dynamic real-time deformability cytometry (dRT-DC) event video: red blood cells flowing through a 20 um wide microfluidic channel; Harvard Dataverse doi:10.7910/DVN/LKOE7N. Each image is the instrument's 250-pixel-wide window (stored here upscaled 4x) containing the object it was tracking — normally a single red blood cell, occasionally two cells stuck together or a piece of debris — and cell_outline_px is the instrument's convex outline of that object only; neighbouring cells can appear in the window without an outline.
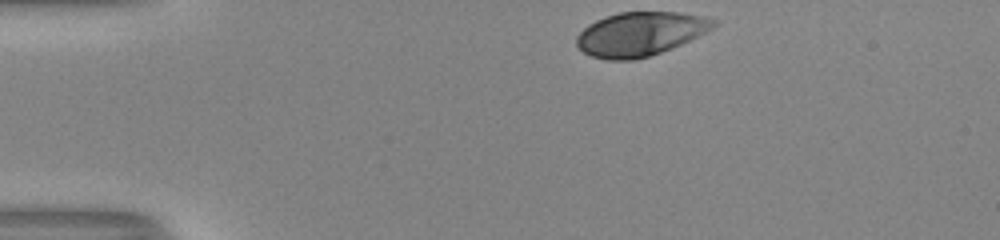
{"species": "human", "species_latin": "Homo sapiens", "temperature_condition": "room temperature", "stored_images_in_passage": 34, "camera_frame_rate_fps": 3000, "um_per_image_px": 0.085, "donor": {"sex": "male"}, "frame": {"image": 1, "passage_image": 1, "time_ms": 0.0, "image_size_px": [1000, 240], "cell_outline_px": [[716, 24], [712, 28], [672, 48], [648, 56], [632, 60], [608, 60], [592, 56], [584, 52], [576, 44], [576, 36], [588, 24], [596, 20], [620, 12], [680, 12], [700, 16], [716, 20]], "centroid_in_image_um": [54.37, 2.88], "position_along_channel_um": 30.6, "area_um2": 34.51}}
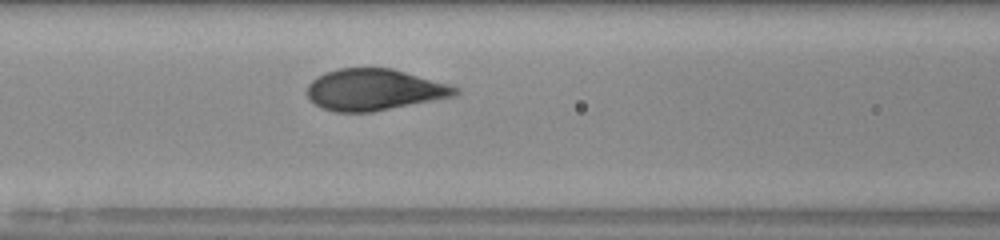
{"frame": {"image": 2, "passage_image": 14, "time_ms": 4.333, "image_size_px": [1000, 240], "cell_outline_px": [[460, 92], [456, 96], [372, 112], [336, 112], [320, 108], [304, 92], [308, 84], [316, 76], [324, 72], [340, 68], [392, 68], [448, 84], [460, 88]], "centroid_in_image_um": [31.79, 7.63], "position_along_channel_um": 134.8, "area_um2": 35.95}}
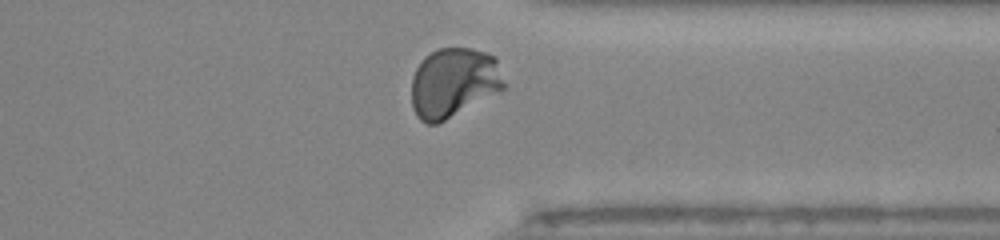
{"frame": {"image": 3, "passage_image": 32, "time_ms": 10.333, "image_size_px": [1000, 240], "cell_outline_px": [[508, 88], [436, 124], [428, 124], [420, 120], [416, 116], [412, 108], [412, 76], [416, 68], [424, 56], [440, 48], [472, 48], [496, 56]], "centroid_in_image_um": [38.59, 7.02], "position_along_channel_um": 372.8, "area_um2": 37.97}, "authors_computed_cell_mechanics": {"area_um2": 35.7493, "velocity_mm_per_s": 3.9954, "shape_relaxation_time_tau1_ms": 2.7546, "shape_relaxation_time_tau2_ms": null, "deformation_change_tau1": 0.1799, "deformation_change_tau2": null}}